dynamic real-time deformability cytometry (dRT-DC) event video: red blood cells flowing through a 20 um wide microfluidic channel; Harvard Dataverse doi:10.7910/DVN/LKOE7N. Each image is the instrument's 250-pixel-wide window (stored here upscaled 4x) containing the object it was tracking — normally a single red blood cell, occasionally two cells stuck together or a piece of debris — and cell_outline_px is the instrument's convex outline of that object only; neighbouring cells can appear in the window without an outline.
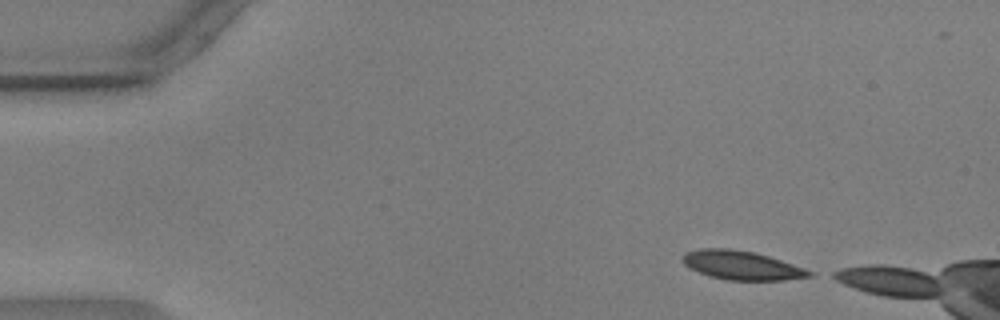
{"species": "common noctule bat (a hibernating species)", "species_latin": "Nyctalus noctula", "temperature_condition": "warm", "stored_images_in_passage": 44, "camera_frame_rate_fps": 3000, "um_per_image_px": 0.085, "animal": {"sex": "male", "body_mass_g": 17.9, "forearm_length_mm": 54.2}, "frame": {"image": 1, "passage_image": 2, "time_ms": 0.333, "image_size_px": [1000, 320], "cell_outline_px": [[812, 276], [784, 280], [728, 280], [708, 276], [688, 268], [680, 260], [684, 252], [700, 248], [732, 248], [756, 252], [804, 268], [812, 272]], "centroid_in_image_um": [62.96, 22.54], "position_along_channel_um": 22.0, "area_um2": 21.5}}
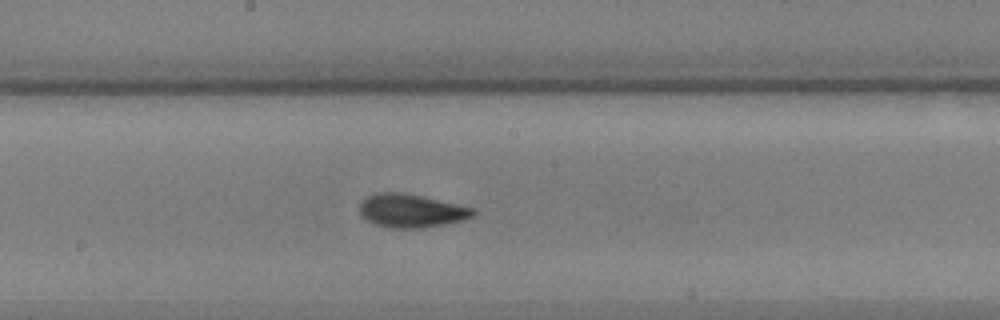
{"frame": {"image": 2, "passage_image": 25, "time_ms": 8.0, "image_size_px": [1000, 320], "cell_outline_px": [[476, 212], [472, 216], [464, 220], [424, 228], [388, 228], [372, 224], [360, 216], [360, 200], [376, 192], [404, 192], [476, 208]], "centroid_in_image_um": [34.92, 17.91], "position_along_channel_um": 213.3, "area_um2": 22.48}}
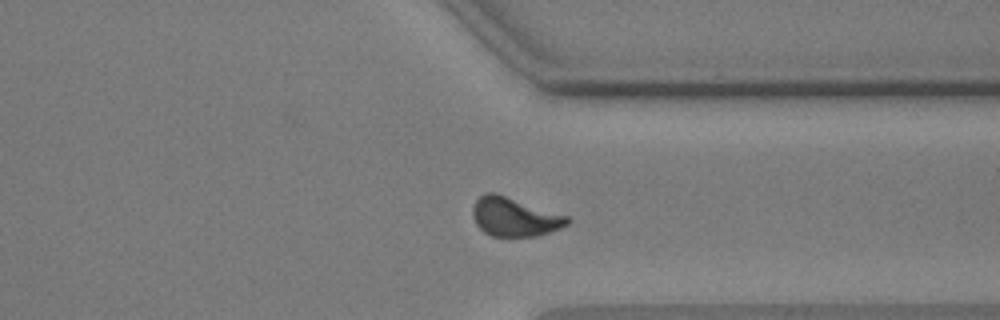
{"frame": {"image": 3, "passage_image": 38, "time_ms": 12.333, "image_size_px": [1000, 320], "cell_outline_px": [[572, 220], [568, 224], [560, 228], [536, 236], [492, 236], [484, 232], [476, 224], [472, 216], [472, 208], [476, 200], [484, 192], [496, 192], [568, 216]], "centroid_in_image_um": [43.72, 18.42], "position_along_channel_um": 367.7, "area_um2": 21.5}, "authors_computed_cell_mechanics": {"area_um2": 21.5305, "velocity_mm_per_s": 3.5705, "shape_relaxation_time_tau1_ms": 3.6202, "shape_relaxation_time_tau2_ms": 1.6511, "deformation_change_tau1": 0.1399, "deformation_change_tau2": 0.0621}}